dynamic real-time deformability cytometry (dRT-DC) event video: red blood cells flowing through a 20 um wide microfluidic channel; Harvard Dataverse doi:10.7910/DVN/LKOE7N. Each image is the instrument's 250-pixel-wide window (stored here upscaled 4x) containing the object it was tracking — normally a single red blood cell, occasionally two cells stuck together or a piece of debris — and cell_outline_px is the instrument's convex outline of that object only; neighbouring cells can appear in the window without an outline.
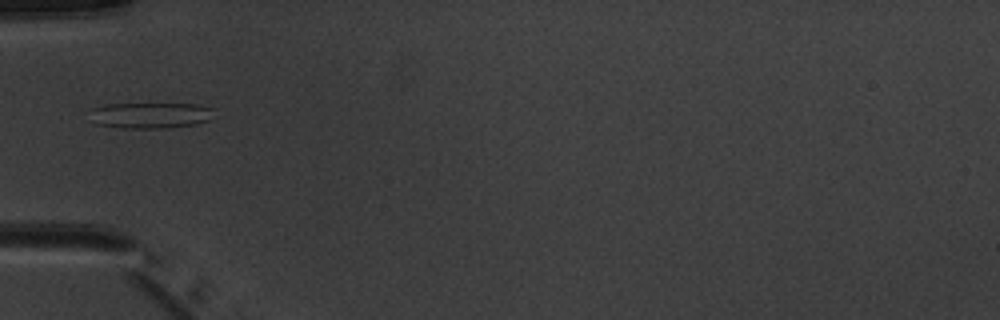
{"species": "common noctule bat (a hibernating species)", "species_latin": "Nyctalus noctula", "temperature_condition": "warm", "stored_images_in_passage": 3, "camera_frame_rate_fps": 3000, "um_per_image_px": 0.085, "animal": {"sex": "male", "body_mass_g": 20.1, "forearm_length_mm": 53.5}, "frame": {"image": 1, "passage_image": 2, "time_ms": 1.333, "image_size_px": [1000, 320], "cell_outline_px": [[216, 108], [212, 120], [196, 124], [168, 128], [124, 128], [96, 124], [88, 108], [104, 104], [196, 104]], "centroid_in_image_um": [12.84, 9.79], "position_along_channel_um": 72.2, "area_um2": 19.07}}